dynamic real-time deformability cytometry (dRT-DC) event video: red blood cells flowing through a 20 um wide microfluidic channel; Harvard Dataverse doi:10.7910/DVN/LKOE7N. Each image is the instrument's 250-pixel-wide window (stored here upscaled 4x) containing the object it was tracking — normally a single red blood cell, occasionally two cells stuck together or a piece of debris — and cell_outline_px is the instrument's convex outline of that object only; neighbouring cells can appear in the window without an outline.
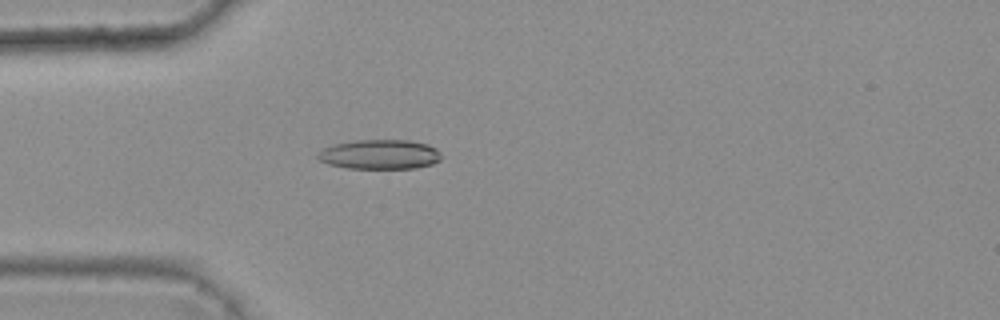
{"species": "common noctule bat (a hibernating species)", "species_latin": "Nyctalus noctula", "temperature_condition": "warm", "stored_images_in_passage": 2, "camera_frame_rate_fps": 3000, "um_per_image_px": 0.085, "animal": {"sex": "female", "body_mass_g": 25.1}, "frame": {"image": 1, "passage_image": 2, "time_ms": 0.333, "image_size_px": [1000, 320], "cell_outline_px": [[444, 156], [440, 160], [432, 164], [416, 168], [348, 168], [328, 164], [320, 160], [316, 156], [316, 152], [332, 144], [356, 140], [412, 140], [428, 144], [436, 148]], "centroid_in_image_um": [32.3, 13.11], "position_along_channel_um": 52.7, "area_um2": 21.56}}